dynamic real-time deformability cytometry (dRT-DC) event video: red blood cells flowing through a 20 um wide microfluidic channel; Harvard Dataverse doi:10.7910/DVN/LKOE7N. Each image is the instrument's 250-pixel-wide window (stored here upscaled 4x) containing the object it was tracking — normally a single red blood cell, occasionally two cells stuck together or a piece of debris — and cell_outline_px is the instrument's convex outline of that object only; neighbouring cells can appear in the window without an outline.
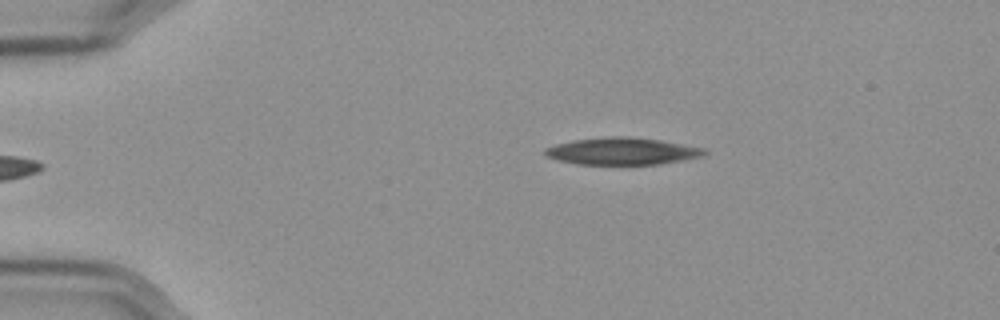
{"species": "Egyptian fruit bat (a non-hibernating species)", "species_latin": "Rousettus aegyptiacus", "temperature_condition": "cold", "stored_images_in_passage": 56, "camera_frame_rate_fps": 3000, "um_per_image_px": 0.085, "frame": {"image": 1, "passage_image": 10, "time_ms": 3.0, "image_size_px": [1000, 320], "cell_outline_px": [[708, 152], [704, 156], [660, 164], [576, 164], [556, 160], [548, 156], [544, 152], [544, 148], [556, 144], [572, 140], [612, 136], [628, 136], [660, 140], [704, 148]], "centroid_in_image_um": [52.88, 12.85], "position_along_channel_um": 32.1, "area_um2": 25.14}}
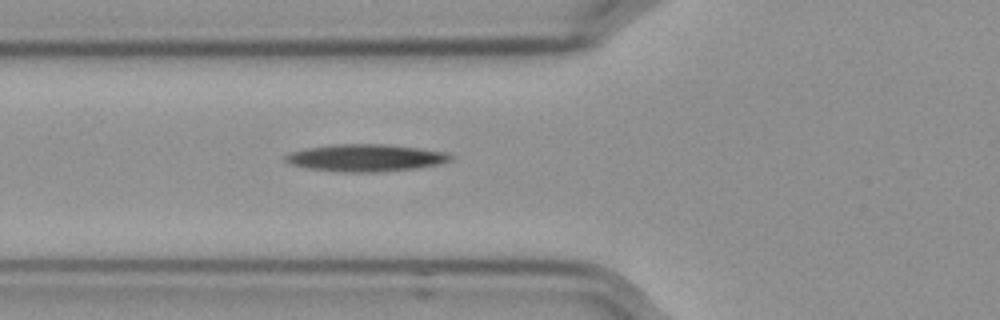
{"frame": {"image": 2, "passage_image": 20, "time_ms": 6.333, "image_size_px": [1000, 320], "cell_outline_px": [[452, 160], [440, 164], [416, 168], [376, 172], [340, 172], [308, 168], [292, 164], [284, 160], [284, 156], [288, 152], [308, 148], [340, 144], [380, 144], [416, 148], [444, 152], [452, 156]], "centroid_in_image_um": [31.05, 13.42], "position_along_channel_um": 94.7, "area_um2": 25.84}}
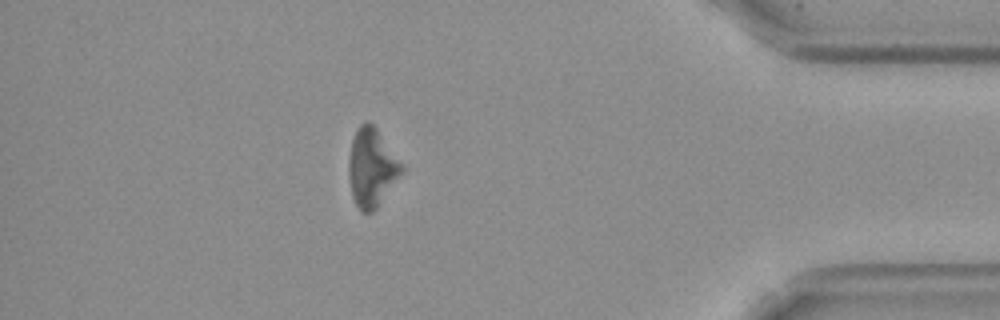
{"frame": {"image": 3, "passage_image": 49, "time_ms": 16.0, "image_size_px": [1000, 320], "cell_outline_px": [[404, 172], [376, 208], [372, 212], [364, 212], [356, 204], [352, 196], [348, 176], [348, 164], [352, 140], [360, 124], [368, 120], [376, 128], [404, 164]], "centroid_in_image_um": [31.62, 14.24], "position_along_channel_um": 403.6, "area_um2": 24.16}, "authors_computed_cell_mechanics": {"area_um2": 25.143, "velocity_mm_per_s": 3.5736, "shape_relaxation_time_tau1_ms": 3.9125, "shape_relaxation_time_tau2_ms": null, "deformation_change_tau1": 0.1271, "deformation_change_tau2": null}}